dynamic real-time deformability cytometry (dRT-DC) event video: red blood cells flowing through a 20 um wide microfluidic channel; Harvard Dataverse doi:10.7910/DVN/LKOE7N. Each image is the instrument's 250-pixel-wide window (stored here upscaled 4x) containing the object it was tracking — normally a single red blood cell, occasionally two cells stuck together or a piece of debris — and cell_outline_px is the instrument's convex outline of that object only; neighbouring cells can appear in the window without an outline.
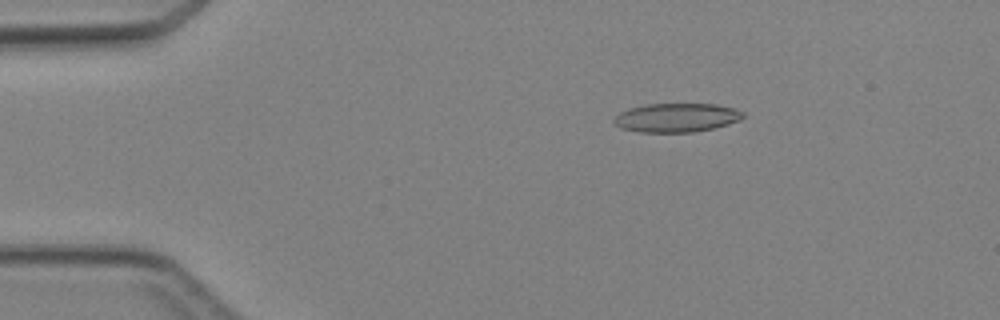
{"species": "Egyptian fruit bat (a non-hibernating species)", "species_latin": "Rousettus aegyptiacus", "temperature_condition": "cold", "stored_images_in_passage": 3, "camera_frame_rate_fps": 3000, "um_per_image_px": 0.085, "animal": {"sex": "female"}, "frame": {"image": 1, "passage_image": 2, "time_ms": 1.0, "image_size_px": [1000, 320], "cell_outline_px": [[744, 116], [740, 120], [728, 124], [712, 128], [692, 132], [640, 132], [620, 128], [612, 124], [612, 120], [620, 112], [628, 108], [644, 104], [716, 104], [732, 108], [744, 112]], "centroid_in_image_um": [57.45, 10.0], "position_along_channel_um": 27.6, "area_um2": 21.79}}